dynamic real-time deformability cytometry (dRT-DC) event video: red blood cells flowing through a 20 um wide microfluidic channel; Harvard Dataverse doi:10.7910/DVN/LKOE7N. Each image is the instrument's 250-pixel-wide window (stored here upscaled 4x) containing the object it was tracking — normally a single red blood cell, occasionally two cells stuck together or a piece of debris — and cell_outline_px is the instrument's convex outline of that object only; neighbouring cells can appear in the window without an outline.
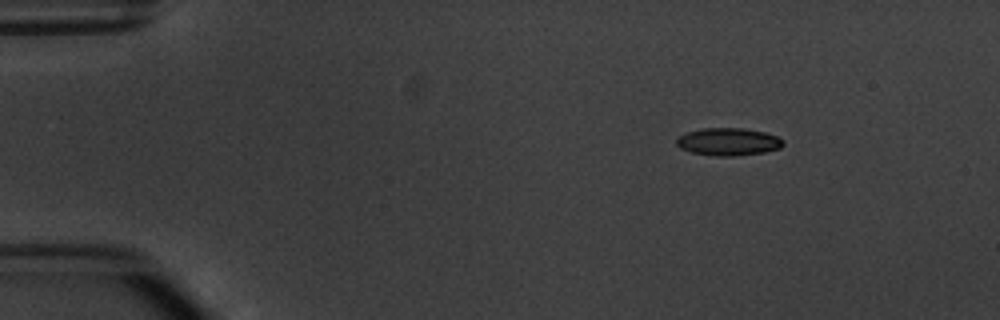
{"species": "common noctule bat (a hibernating species)", "species_latin": "Nyctalus noctula", "temperature_condition": "warm", "stored_images_in_passage": 6, "camera_frame_rate_fps": 3000, "um_per_image_px": 0.085, "animal": {"sex": "male", "body_mass_g": 20.1, "forearm_length_mm": 53.5}, "frame": {"image": 1, "passage_image": 2, "time_ms": 1.333, "image_size_px": [1000, 320], "cell_outline_px": [[784, 144], [780, 148], [764, 152], [732, 156], [716, 156], [692, 152], [680, 148], [676, 144], [676, 140], [680, 136], [688, 132], [704, 128], [744, 128], [764, 132], [776, 136], [784, 140]], "centroid_in_image_um": [61.92, 12.05], "position_along_channel_um": 23.1, "area_um2": 16.99}}
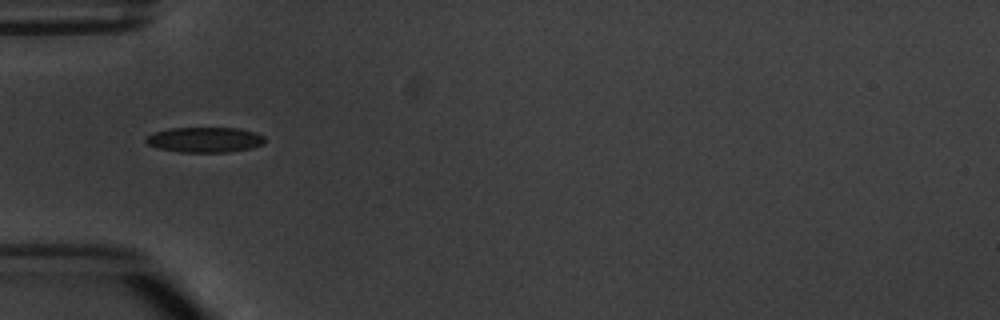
{"frame": {"image": 2, "passage_image": 5, "time_ms": 4.667, "image_size_px": [1000, 320], "cell_outline_px": [[264, 144], [252, 148], [228, 152], [180, 152], [160, 148], [148, 144], [144, 140], [152, 132], [168, 128], [240, 128], [256, 132], [264, 136]], "centroid_in_image_um": [17.43, 11.87], "position_along_channel_um": 67.6, "area_um2": 17.57}}